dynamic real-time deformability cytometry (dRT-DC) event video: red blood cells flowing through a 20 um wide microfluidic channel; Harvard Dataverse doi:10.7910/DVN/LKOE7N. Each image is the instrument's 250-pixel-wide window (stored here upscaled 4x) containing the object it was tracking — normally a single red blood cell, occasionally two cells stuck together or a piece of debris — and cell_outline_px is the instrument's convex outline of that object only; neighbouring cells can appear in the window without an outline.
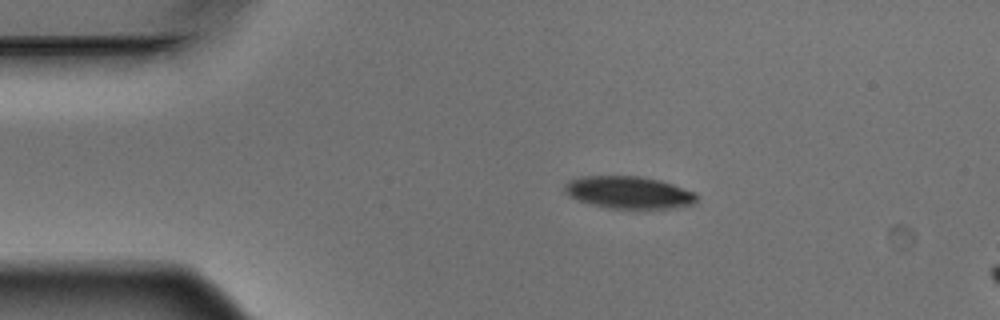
{"species": "Egyptian fruit bat (a non-hibernating species)", "species_latin": "Rousettus aegyptiacus", "temperature_condition": "warm", "stored_images_in_passage": 5, "camera_frame_rate_fps": 3000, "um_per_image_px": 0.085, "animal": {"sex": "male"}, "frame": {"image": 1, "passage_image": 3, "time_ms": 0.667, "image_size_px": [1000, 320], "cell_outline_px": [[700, 196], [696, 204], [672, 208], [608, 208], [592, 204], [568, 196], [564, 192], [564, 184], [568, 180], [580, 176], [640, 176], [660, 180], [696, 192]], "centroid_in_image_um": [53.47, 16.35], "position_along_channel_um": 31.5, "area_um2": 25.09}}